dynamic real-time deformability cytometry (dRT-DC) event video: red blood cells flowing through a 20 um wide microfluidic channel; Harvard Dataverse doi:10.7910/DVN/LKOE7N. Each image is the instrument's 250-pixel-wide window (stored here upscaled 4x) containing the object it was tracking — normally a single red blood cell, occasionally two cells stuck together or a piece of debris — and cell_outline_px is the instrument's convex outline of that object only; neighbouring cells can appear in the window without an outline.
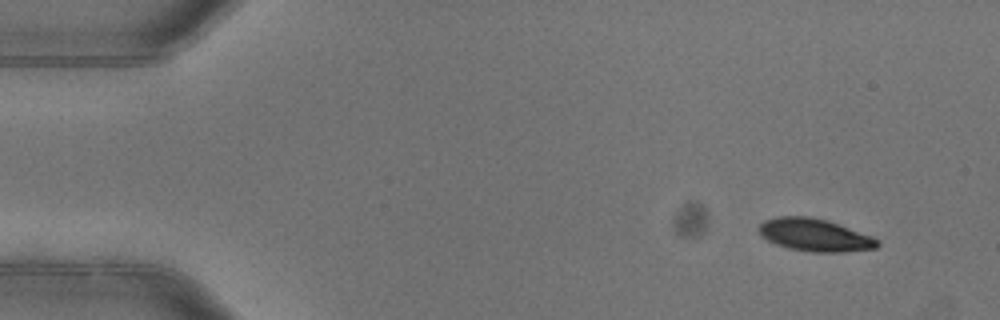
{"species": "common noctule bat (a hibernating species)", "species_latin": "Nyctalus noctula", "temperature_condition": "warm", "stored_images_in_passage": 4, "camera_frame_rate_fps": 3000, "um_per_image_px": 0.085, "animal": {"sex": "female"}, "frame": {"image": 1, "passage_image": 1, "time_ms": 0.0, "image_size_px": [1000, 320], "cell_outline_px": [[880, 244], [876, 248], [844, 252], [816, 252], [788, 248], [776, 244], [760, 236], [760, 224], [764, 220], [776, 216], [808, 216], [828, 220], [872, 236], [880, 240]], "centroid_in_image_um": [69.27, 19.97], "position_along_channel_um": 15.7, "area_um2": 22.54}}
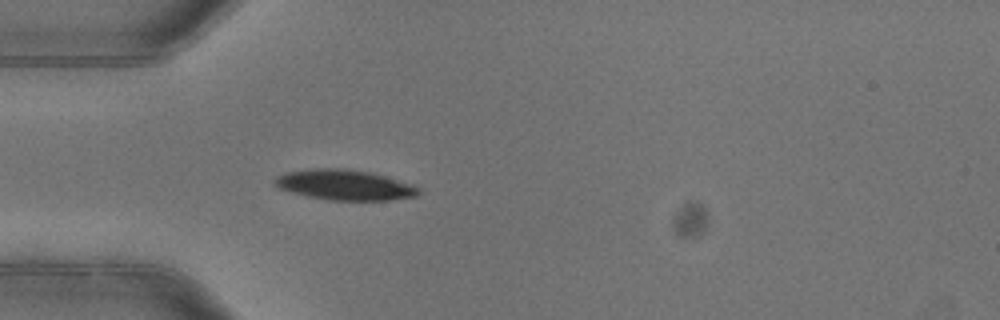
{"frame": {"image": 2, "passage_image": 4, "time_ms": 1.0, "image_size_px": [1000, 320], "cell_outline_px": [[420, 192], [416, 196], [388, 200], [328, 200], [308, 196], [292, 192], [280, 188], [272, 184], [272, 180], [276, 176], [288, 172], [316, 168], [348, 168], [372, 172], [412, 184], [420, 188]], "centroid_in_image_um": [29.29, 15.71], "position_along_channel_um": 55.7, "area_um2": 25.49}}